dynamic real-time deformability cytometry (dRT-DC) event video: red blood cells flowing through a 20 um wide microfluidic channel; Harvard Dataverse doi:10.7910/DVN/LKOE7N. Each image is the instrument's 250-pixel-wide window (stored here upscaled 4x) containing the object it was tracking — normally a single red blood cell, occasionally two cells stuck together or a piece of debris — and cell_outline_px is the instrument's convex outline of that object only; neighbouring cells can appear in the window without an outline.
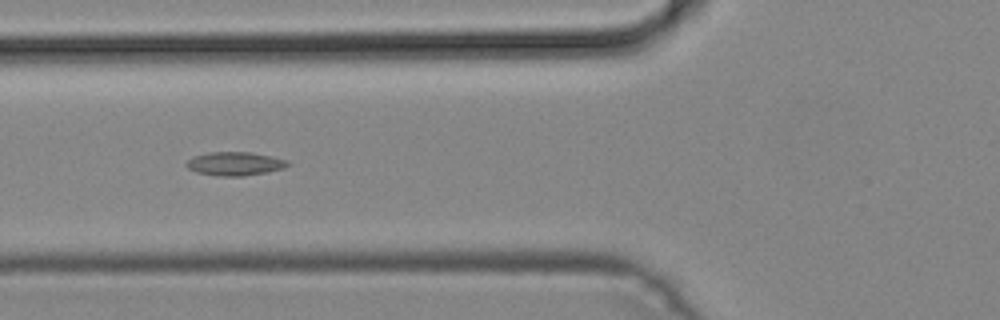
{"species": "common noctule bat (a hibernating species)", "species_latin": "Nyctalus noctula", "temperature_condition": "cold", "stored_images_in_passage": 37, "camera_frame_rate_fps": 3000, "um_per_image_px": 0.085, "animal": {"sex": "male", "body_mass_g": 19.2, "forearm_length_mm": 51.8}, "frame": {"image": 1, "passage_image": 6, "time_ms": 1.667, "image_size_px": [1000, 320], "cell_outline_px": [[292, 164], [284, 168], [268, 172], [244, 176], [220, 176], [196, 172], [188, 168], [184, 164], [192, 156], [208, 152], [252, 152], [288, 160]], "centroid_in_image_um": [19.97, 13.91], "position_along_channel_um": 105.8, "area_um2": 14.1}}
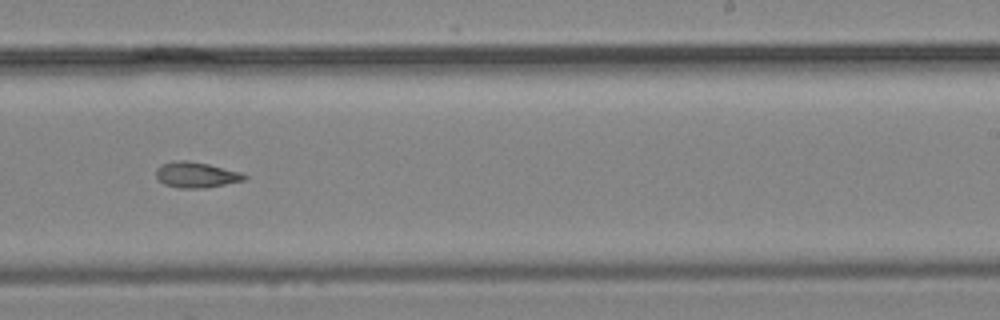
{"frame": {"image": 2, "passage_image": 18, "time_ms": 5.667, "image_size_px": [1000, 320], "cell_outline_px": [[248, 176], [244, 180], [208, 188], [176, 188], [164, 184], [156, 176], [156, 168], [164, 164], [176, 160], [188, 160], [208, 164], [240, 172]], "centroid_in_image_um": [16.67, 14.87], "position_along_channel_um": 272.3, "area_um2": 13.18}}
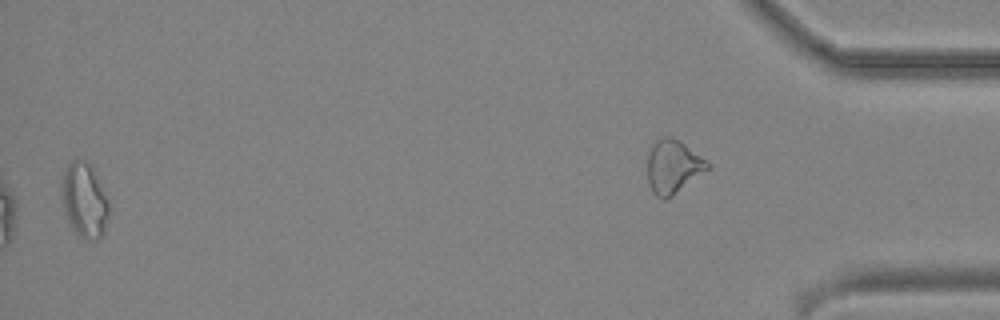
{"frame": {"image": 3, "passage_image": 36, "time_ms": 11.667, "image_size_px": [1000, 320], "cell_outline_px": [[108, 216], [104, 228], [100, 236], [96, 240], [88, 240], [80, 236], [76, 232], [68, 220], [64, 212], [64, 172], [68, 164], [76, 156], [92, 164], [108, 200]], "centroid_in_image_um": [7.2, 16.97], "position_along_channel_um": 428.0, "area_um2": 20.06}}